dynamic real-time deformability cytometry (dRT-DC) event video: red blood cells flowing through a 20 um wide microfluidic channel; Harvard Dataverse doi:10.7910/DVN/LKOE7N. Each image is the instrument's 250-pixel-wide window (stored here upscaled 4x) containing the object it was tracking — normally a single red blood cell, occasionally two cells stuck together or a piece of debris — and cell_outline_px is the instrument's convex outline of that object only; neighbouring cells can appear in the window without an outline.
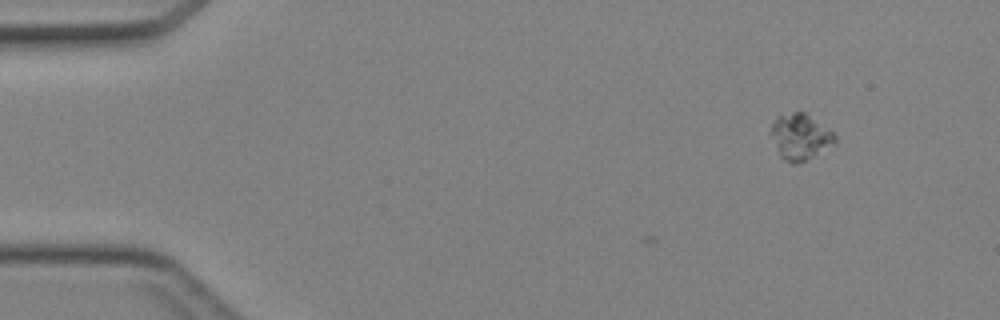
{"species": "Egyptian fruit bat (a non-hibernating species)", "species_latin": "Rousettus aegyptiacus", "temperature_condition": "cold", "stored_images_in_passage": 3, "camera_frame_rate_fps": 3000, "um_per_image_px": 0.085, "animal": {"sex": "female"}, "frame": {"image": 1, "passage_image": 3, "time_ms": 0.667, "image_size_px": [1000, 320], "cell_outline_px": [[836, 140], [804, 160], [796, 164], [792, 164], [784, 160], [780, 156], [772, 132], [772, 124], [780, 116], [792, 112], [804, 112], [832, 132], [836, 136]], "centroid_in_image_um": [67.99, 11.62], "position_along_channel_um": 17.0, "area_um2": 15.95}}